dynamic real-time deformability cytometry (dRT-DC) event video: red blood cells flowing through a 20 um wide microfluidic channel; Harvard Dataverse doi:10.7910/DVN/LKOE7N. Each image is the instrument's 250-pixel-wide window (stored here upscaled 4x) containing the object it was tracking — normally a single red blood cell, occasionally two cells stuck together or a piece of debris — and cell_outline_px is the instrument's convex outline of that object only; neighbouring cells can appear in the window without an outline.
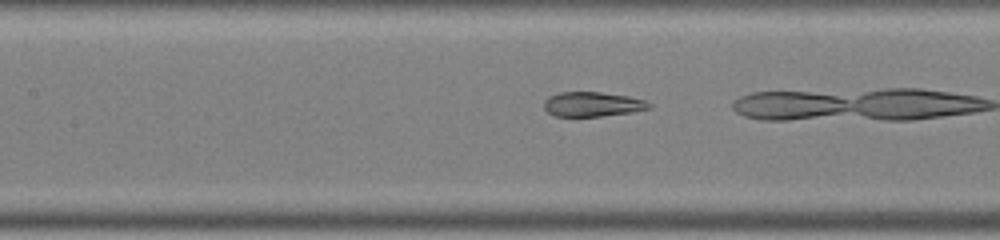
{"species": "common noctule bat (a hibernating species)", "species_latin": "Nyctalus noctula", "temperature_condition": "warm", "stored_images_in_passage": 29, "camera_frame_rate_fps": 3000, "um_per_image_px": 0.085, "animal": {"sex": "male", "body_mass_g": 19.0, "forearm_length_mm": 50.8}, "frame": {"image": 1, "passage_image": 21, "time_ms": 6.667, "image_size_px": [1000, 240], "cell_outline_px": [[652, 108], [632, 112], [600, 116], [556, 116], [548, 112], [544, 108], [544, 100], [548, 96], [560, 92], [600, 92], [628, 96], [644, 100], [652, 104]], "centroid_in_image_um": [50.36, 8.85], "position_along_channel_um": 157.0, "area_um2": 15.09}}